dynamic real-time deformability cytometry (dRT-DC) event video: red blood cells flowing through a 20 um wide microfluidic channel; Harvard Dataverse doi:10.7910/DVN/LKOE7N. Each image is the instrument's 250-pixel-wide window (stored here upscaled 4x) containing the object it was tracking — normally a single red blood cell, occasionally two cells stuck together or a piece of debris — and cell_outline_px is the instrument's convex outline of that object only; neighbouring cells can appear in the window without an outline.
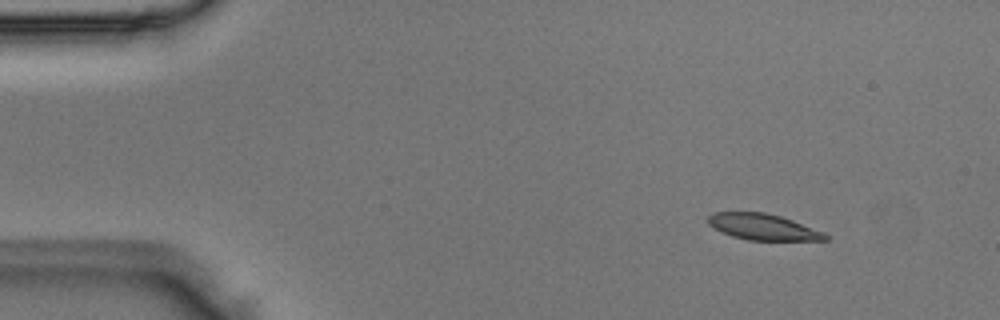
{"species": "Egyptian fruit bat (a non-hibernating species)", "species_latin": "Rousettus aegyptiacus", "temperature_condition": "room temperature", "stored_images_in_passage": 4, "camera_frame_rate_fps": 3000, "um_per_image_px": 0.085, "animal": {"sex": "male"}, "frame": {"image": 1, "passage_image": 1, "time_ms": 0.0, "image_size_px": [1000, 320], "cell_outline_px": [[828, 240], [748, 240], [732, 236], [708, 224], [708, 216], [712, 212], [764, 212], [780, 216], [792, 220], [824, 232], [828, 236]], "centroid_in_image_um": [64.86, 19.28], "position_along_channel_um": 20.1, "area_um2": 17.63}}